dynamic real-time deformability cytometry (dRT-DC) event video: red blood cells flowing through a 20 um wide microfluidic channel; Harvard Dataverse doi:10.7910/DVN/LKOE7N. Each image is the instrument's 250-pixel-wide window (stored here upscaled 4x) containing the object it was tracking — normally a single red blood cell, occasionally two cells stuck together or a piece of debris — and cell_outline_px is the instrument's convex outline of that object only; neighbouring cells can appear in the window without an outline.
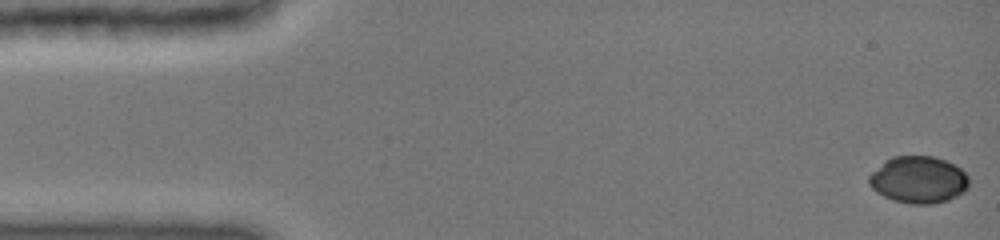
{"species": "common noctule bat (a hibernating species)", "species_latin": "Nyctalus noctula", "temperature_condition": "cold", "stored_images_in_passage": 44, "camera_frame_rate_fps": 3000, "um_per_image_px": 0.085, "animal": {"sex": "female", "body_mass_g": 19.0, "forearm_length_mm": 51.5}, "frame": {"image": 1, "passage_image": 1, "time_ms": 0.0, "image_size_px": [1000, 240], "cell_outline_px": [[968, 188], [964, 192], [948, 200], [936, 204], [912, 204], [892, 200], [876, 192], [868, 184], [868, 176], [884, 160], [892, 156], [932, 156], [944, 160], [960, 168], [968, 176]], "centroid_in_image_um": [78.05, 15.28], "position_along_channel_um": 7.0, "area_um2": 27.51}}
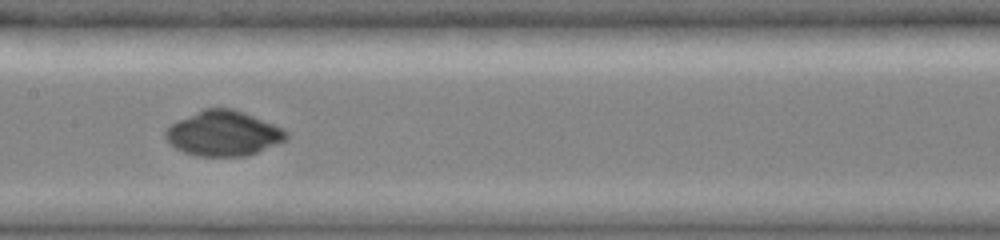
{"frame": {"image": 2, "passage_image": 24, "time_ms": 7.667, "image_size_px": [1000, 240], "cell_outline_px": [[288, 136], [284, 140], [248, 156], [196, 156], [184, 152], [176, 148], [164, 136], [164, 132], [176, 120], [204, 108], [232, 108], [244, 112], [284, 128], [288, 132]], "centroid_in_image_um": [18.98, 11.33], "position_along_channel_um": 188.4, "area_um2": 31.62}}
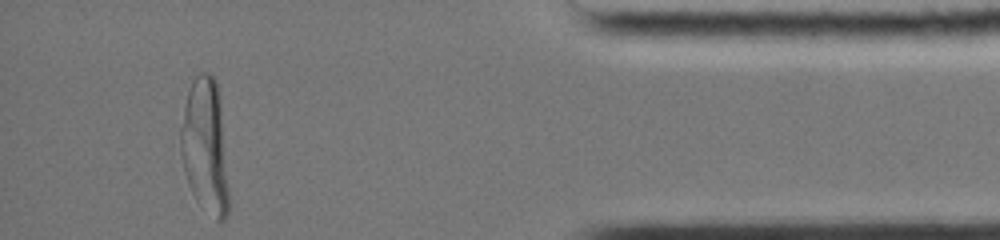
{"frame": {"image": 3, "passage_image": 44, "time_ms": 14.333, "image_size_px": [1000, 240], "cell_outline_px": [[228, 216], [224, 220], [216, 220], [196, 200], [188, 184], [184, 172], [180, 148], [180, 128], [184, 108], [188, 92], [192, 80], [200, 72], [208, 72], [216, 80], [220, 96], [228, 188]], "centroid_in_image_um": [17.43, 12.42], "position_along_channel_um": 417.8, "area_um2": 37.74}}